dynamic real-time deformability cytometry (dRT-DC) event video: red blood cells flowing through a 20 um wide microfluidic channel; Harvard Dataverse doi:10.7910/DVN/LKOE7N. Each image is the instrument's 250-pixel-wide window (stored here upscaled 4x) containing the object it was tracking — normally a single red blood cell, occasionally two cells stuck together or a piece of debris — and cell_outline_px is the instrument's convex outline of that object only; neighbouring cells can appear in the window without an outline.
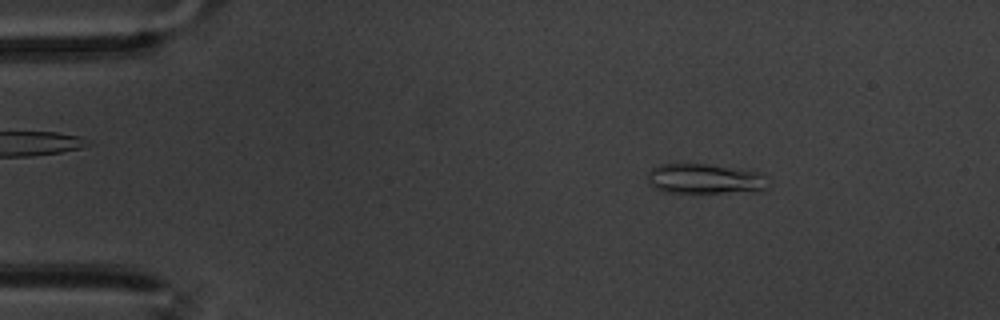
{"species": "common noctule bat (a hibernating species)", "species_latin": "Nyctalus noctula", "temperature_condition": "warm", "stored_images_in_passage": 59, "camera_frame_rate_fps": 3000, "um_per_image_px": 0.085, "animal": {"sex": "male", "body_mass_g": 20.1, "forearm_length_mm": 53.5}, "frame": {"image": 1, "passage_image": 9, "time_ms": 2.667, "image_size_px": [1000, 320], "cell_outline_px": [[768, 188], [760, 192], [668, 192], [656, 188], [648, 180], [648, 172], [652, 168], [660, 164], [704, 164], [760, 172], [768, 176]], "centroid_in_image_um": [60.01, 15.21], "position_along_channel_um": 25.0, "area_um2": 21.04}}
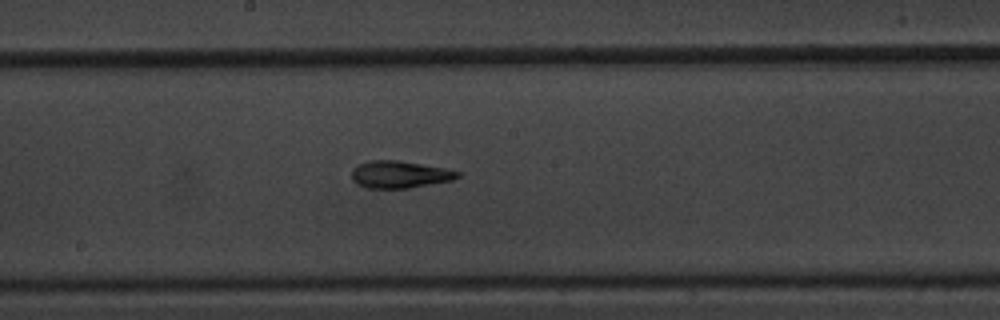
{"frame": {"image": 2, "passage_image": 32, "time_ms": 10.333, "image_size_px": [1000, 320], "cell_outline_px": [[460, 176], [452, 180], [408, 188], [368, 188], [356, 184], [352, 180], [352, 168], [368, 160], [400, 160], [444, 168], [460, 172]], "centroid_in_image_um": [33.94, 14.82], "position_along_channel_um": 214.3, "area_um2": 16.76}}
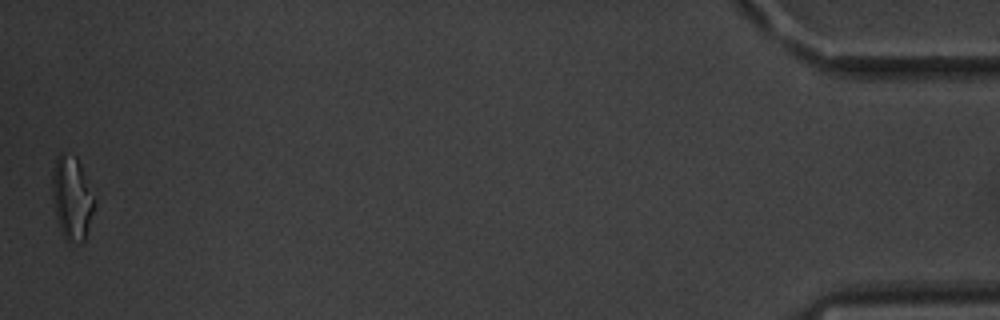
{"frame": {"image": 3, "passage_image": 59, "time_ms": 19.333, "image_size_px": [1000, 320], "cell_outline_px": [[96, 204], [84, 244], [80, 244], [64, 240], [60, 232], [52, 196], [52, 172], [56, 156], [60, 152], [76, 156], [80, 164], [96, 200]], "centroid_in_image_um": [6.12, 16.87], "position_along_channel_um": 429.1, "area_um2": 20.98}, "authors_computed_cell_mechanics": {"area_um2": 16.9932, "velocity_mm_per_s": 3.3855, "shape_relaxation_time_tau1_ms": null, "shape_relaxation_time_tau2_ms": 4.2015, "deformation_change_tau1": null, "deformation_change_tau2": 0.1551}}